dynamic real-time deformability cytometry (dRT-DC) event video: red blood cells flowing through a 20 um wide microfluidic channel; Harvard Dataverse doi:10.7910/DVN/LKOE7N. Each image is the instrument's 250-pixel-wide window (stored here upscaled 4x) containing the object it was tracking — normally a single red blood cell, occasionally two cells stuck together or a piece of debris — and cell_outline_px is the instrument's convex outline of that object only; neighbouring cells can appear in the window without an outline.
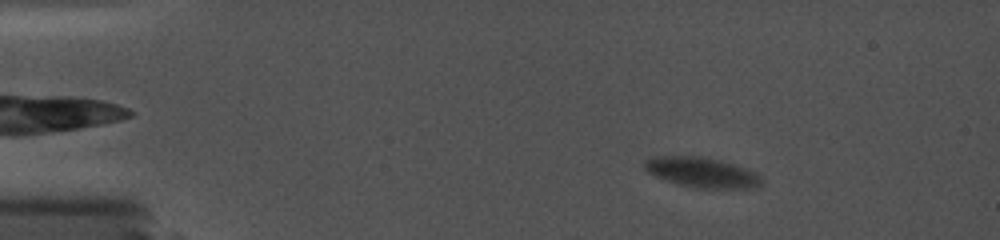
{"species": "common noctule bat (a hibernating species)", "species_latin": "Nyctalus noctula", "temperature_condition": "cold", "stored_images_in_passage": 42, "camera_frame_rate_fps": 5000, "um_per_image_px": 0.085, "animal": {"sex": "female", "body_mass_g": 19.0, "forearm_length_mm": 56.7}, "frame": {"image": 1, "passage_image": 10, "time_ms": 3.2, "image_size_px": [1000, 240], "cell_outline_px": [[764, 184], [756, 188], [692, 188], [664, 180], [648, 172], [644, 168], [644, 160], [656, 156], [700, 156], [720, 160], [756, 172], [760, 176]], "centroid_in_image_um": [59.66, 14.66], "position_along_channel_um": 25.3, "area_um2": 20.63}}
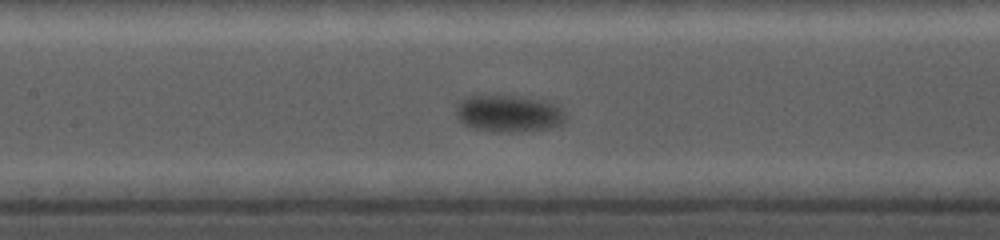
{"frame": {"image": 2, "passage_image": 29, "time_ms": 9.8, "image_size_px": [1000, 240], "cell_outline_px": [[568, 116], [560, 124], [548, 128], [512, 132], [496, 132], [472, 128], [464, 124], [456, 116], [456, 104], [464, 96], [512, 96], [544, 100], [560, 104]], "centroid_in_image_um": [43.25, 9.64], "position_along_channel_um": 164.2, "area_um2": 23.81}}
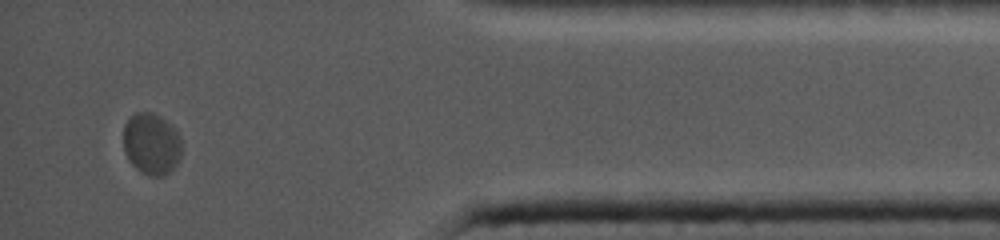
{"frame": {"image": 3, "passage_image": 40, "time_ms": 18.0, "image_size_px": [1000, 240], "cell_outline_px": [[180, 156], [176, 164], [164, 176], [152, 176], [140, 172], [128, 160], [124, 152], [124, 124], [136, 112], [152, 112], [160, 116], [172, 124], [180, 136]], "centroid_in_image_um": [12.87, 12.22], "position_along_channel_um": 422.3, "area_um2": 20.92}}